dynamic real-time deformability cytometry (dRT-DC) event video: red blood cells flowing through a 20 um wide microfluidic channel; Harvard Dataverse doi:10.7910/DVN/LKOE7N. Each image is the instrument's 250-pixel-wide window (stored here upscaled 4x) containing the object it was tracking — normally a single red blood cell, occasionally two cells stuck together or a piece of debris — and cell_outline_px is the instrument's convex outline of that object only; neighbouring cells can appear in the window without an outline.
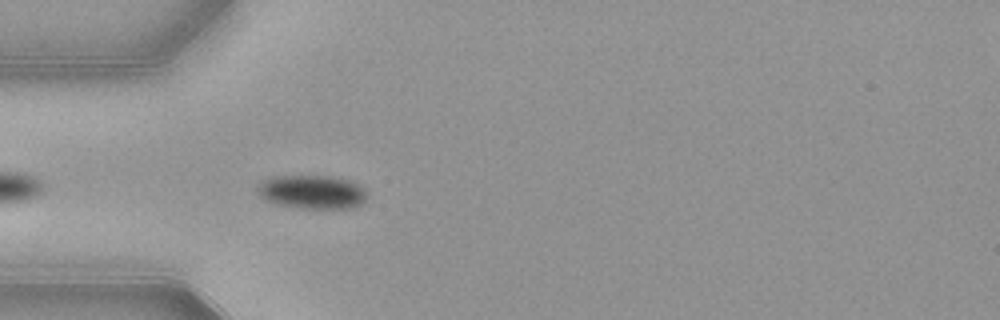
{"species": "common noctule bat (a hibernating species)", "species_latin": "Nyctalus noctula", "temperature_condition": "warm", "stored_images_in_passage": 6, "camera_frame_rate_fps": 3000, "um_per_image_px": 0.085, "animal": {"sex": "female", "body_mass_g": 21.9}, "frame": {"image": 1, "passage_image": 3, "time_ms": 0.667, "image_size_px": [1000, 320], "cell_outline_px": [[368, 196], [364, 204], [352, 208], [300, 208], [276, 204], [264, 200], [256, 192], [256, 184], [264, 180], [276, 176], [328, 176], [348, 180], [360, 184], [368, 192]], "centroid_in_image_um": [26.54, 16.32], "position_along_channel_um": 58.5, "area_um2": 21.91}}